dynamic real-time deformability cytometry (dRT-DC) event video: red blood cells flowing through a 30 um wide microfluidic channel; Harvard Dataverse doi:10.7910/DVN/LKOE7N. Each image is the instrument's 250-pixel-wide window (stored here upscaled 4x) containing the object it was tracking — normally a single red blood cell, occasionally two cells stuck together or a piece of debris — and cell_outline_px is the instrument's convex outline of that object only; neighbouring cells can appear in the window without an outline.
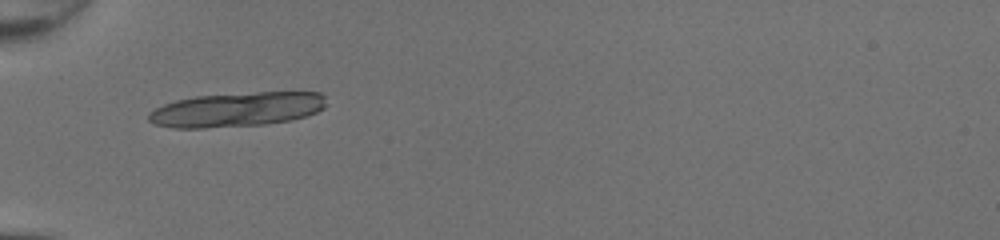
{"species": "common noctule bat (a hibernating species)", "species_latin": "Nyctalus noctula", "temperature_condition": "room temperature", "stored_images_in_passage": 6, "camera_frame_rate_fps": 3000, "um_per_image_px": 0.085, "animal": {"sex": "female", "body_mass_g": 20.0, "forearm_length_mm": 54.0}, "frame": {"image": 1, "passage_image": 1, "time_ms": 0.0, "image_size_px": [1000, 240], "cell_outline_px": [[328, 104], [324, 108], [316, 112], [292, 120], [264, 124], [204, 128], [172, 128], [156, 124], [148, 120], [148, 112], [164, 104], [176, 100], [196, 96], [256, 92], [320, 92], [324, 96]], "centroid_in_image_um": [20.14, 9.3], "position_along_channel_um": 64.9, "area_um2": 35.66}}